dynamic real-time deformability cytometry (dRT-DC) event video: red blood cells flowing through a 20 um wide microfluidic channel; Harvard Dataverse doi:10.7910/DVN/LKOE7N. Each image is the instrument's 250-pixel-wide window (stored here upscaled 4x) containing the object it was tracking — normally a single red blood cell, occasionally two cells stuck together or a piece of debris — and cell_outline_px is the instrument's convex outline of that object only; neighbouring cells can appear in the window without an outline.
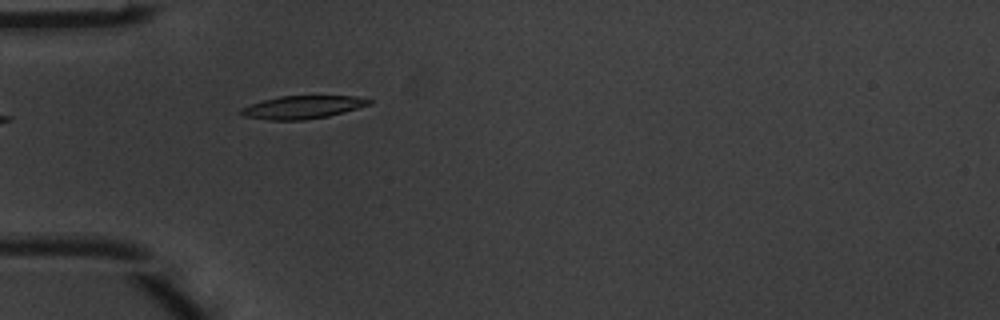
{"species": "common noctule bat (a hibernating species)", "species_latin": "Nyctalus noctula", "temperature_condition": "warm", "stored_images_in_passage": 4, "camera_frame_rate_fps": 3000, "um_per_image_px": 0.085, "animal": {"sex": "male", "body_mass_g": 20.1, "forearm_length_mm": 53.5}, "frame": {"image": 1, "passage_image": 4, "time_ms": 1.0, "image_size_px": [1000, 320], "cell_outline_px": [[372, 104], [344, 112], [328, 116], [304, 120], [268, 120], [244, 116], [236, 112], [240, 108], [264, 100], [280, 96], [356, 96], [372, 100]], "centroid_in_image_um": [25.7, 9.12], "position_along_channel_um": 59.3, "area_um2": 17.17}}